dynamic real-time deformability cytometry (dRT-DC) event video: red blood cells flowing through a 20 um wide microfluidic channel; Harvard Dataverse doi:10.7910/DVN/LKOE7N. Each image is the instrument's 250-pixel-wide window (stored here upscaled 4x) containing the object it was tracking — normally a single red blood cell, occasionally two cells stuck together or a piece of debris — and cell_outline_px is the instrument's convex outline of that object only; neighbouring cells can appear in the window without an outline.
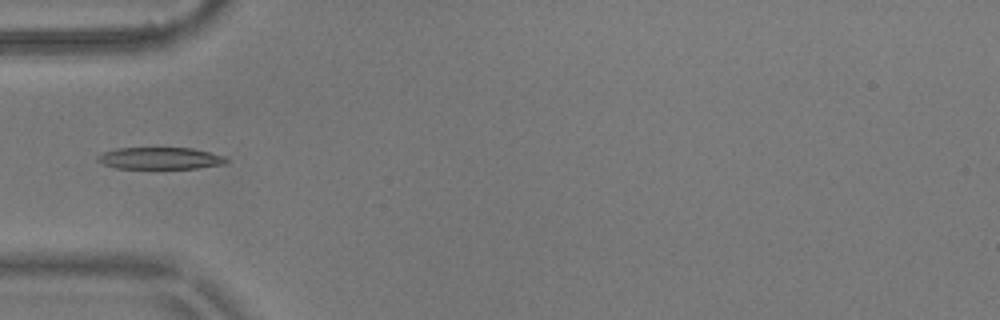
{"species": "common noctule bat (a hibernating species)", "species_latin": "Nyctalus noctula", "temperature_condition": "warm", "stored_images_in_passage": 5, "camera_frame_rate_fps": 3000, "um_per_image_px": 0.085, "animal": {"sex": "male", "body_mass_g": 17.9}, "frame": {"image": 1, "passage_image": 5, "time_ms": 1.333, "image_size_px": [1000, 320], "cell_outline_px": [[228, 160], [224, 164], [196, 168], [116, 168], [104, 164], [96, 160], [96, 156], [104, 152], [116, 148], [192, 148], [224, 156]], "centroid_in_image_um": [13.58, 13.45], "position_along_channel_um": 71.4, "area_um2": 16.24}}